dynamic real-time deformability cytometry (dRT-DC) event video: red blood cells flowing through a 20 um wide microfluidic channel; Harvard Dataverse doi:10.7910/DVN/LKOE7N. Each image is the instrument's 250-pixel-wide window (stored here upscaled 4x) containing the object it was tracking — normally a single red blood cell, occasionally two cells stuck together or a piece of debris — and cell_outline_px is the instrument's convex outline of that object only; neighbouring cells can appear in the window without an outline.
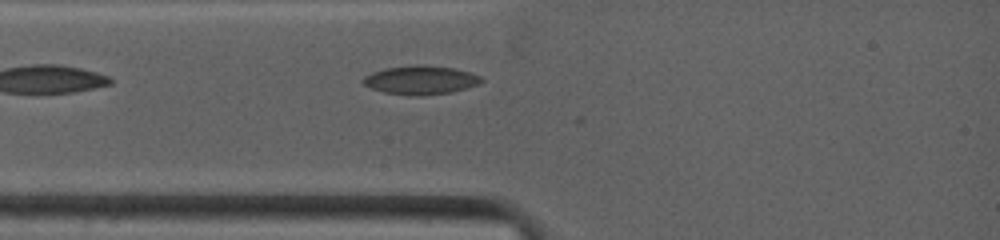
{"species": "common noctule bat (a hibernating species)", "species_latin": "Nyctalus noctula", "temperature_condition": "warm", "stored_images_in_passage": 3, "camera_frame_rate_fps": 4500, "um_per_image_px": 0.085, "animal": {"sex": "female", "body_mass_g": 19.0, "forearm_length_mm": 53.3}, "frame": {"image": 1, "passage_image": 1, "time_ms": 0.0, "image_size_px": [1000, 240], "cell_outline_px": [[484, 80], [476, 84], [452, 92], [420, 96], [408, 96], [384, 92], [372, 88], [364, 84], [360, 80], [364, 76], [372, 72], [384, 68], [420, 64], [424, 64], [452, 68], [468, 72], [480, 76]], "centroid_in_image_um": [35.7, 6.8], "position_along_channel_um": 49.3, "area_um2": 19.77}}